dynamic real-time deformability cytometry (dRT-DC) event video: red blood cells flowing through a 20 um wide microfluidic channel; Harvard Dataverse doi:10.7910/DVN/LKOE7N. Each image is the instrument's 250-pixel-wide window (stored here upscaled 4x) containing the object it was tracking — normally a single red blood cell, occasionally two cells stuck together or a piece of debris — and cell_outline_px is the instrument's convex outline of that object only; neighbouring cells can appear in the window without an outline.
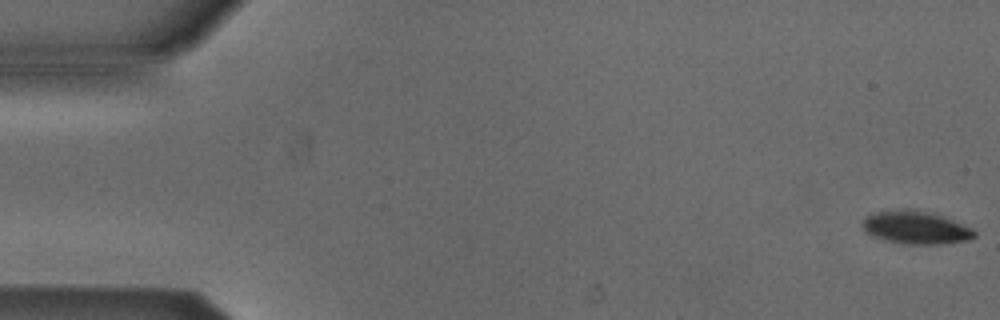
{"species": "Egyptian fruit bat (a non-hibernating species)", "species_latin": "Rousettus aegyptiacus", "temperature_condition": "cold", "stored_images_in_passage": 7, "camera_frame_rate_fps": 3000, "um_per_image_px": 0.085, "animal": {"sex": "male"}, "frame": {"image": 1, "passage_image": 1, "time_ms": 0.0, "image_size_px": [1000, 320], "cell_outline_px": [[976, 236], [968, 240], [940, 244], [904, 244], [884, 240], [872, 236], [864, 232], [864, 216], [876, 212], [904, 208], [916, 208], [932, 212], [944, 216], [972, 228], [976, 232]], "centroid_in_image_um": [77.84, 19.32], "position_along_channel_um": 7.2, "area_um2": 21.85}}
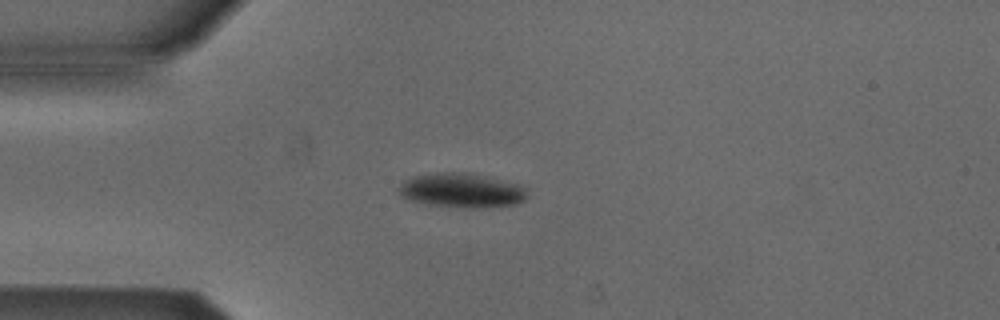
{"frame": {"image": 2, "passage_image": 4, "time_ms": 1.0, "image_size_px": [1000, 320], "cell_outline_px": [[528, 196], [524, 200], [516, 204], [472, 208], [464, 208], [428, 204], [412, 200], [400, 196], [396, 188], [404, 180], [412, 176], [436, 172], [468, 172], [520, 184], [524, 188]], "centroid_in_image_um": [39.2, 16.17], "position_along_channel_um": 45.8, "area_um2": 25.89}}
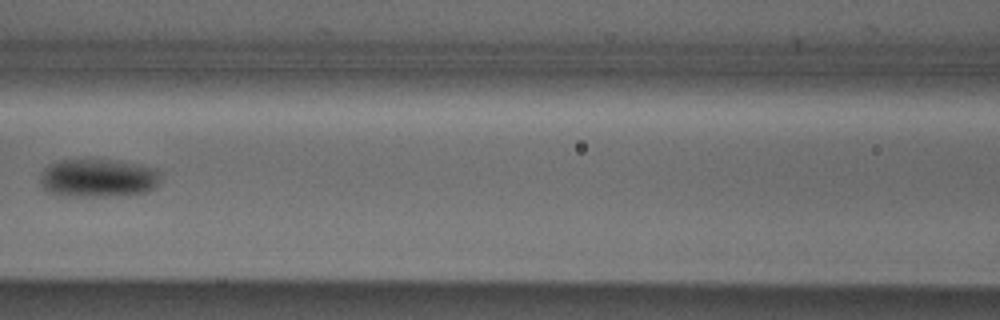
{"frame": {"image": 3, "passage_image": 7, "time_ms": 2.0, "image_size_px": [1000, 320], "cell_outline_px": [[160, 180], [156, 188], [148, 192], [104, 196], [60, 196], [44, 192], [40, 180], [40, 176], [44, 168], [60, 160], [116, 160], [156, 168], [160, 172]], "centroid_in_image_um": [8.33, 15.15], "position_along_channel_um": 158.3, "area_um2": 27.11}}